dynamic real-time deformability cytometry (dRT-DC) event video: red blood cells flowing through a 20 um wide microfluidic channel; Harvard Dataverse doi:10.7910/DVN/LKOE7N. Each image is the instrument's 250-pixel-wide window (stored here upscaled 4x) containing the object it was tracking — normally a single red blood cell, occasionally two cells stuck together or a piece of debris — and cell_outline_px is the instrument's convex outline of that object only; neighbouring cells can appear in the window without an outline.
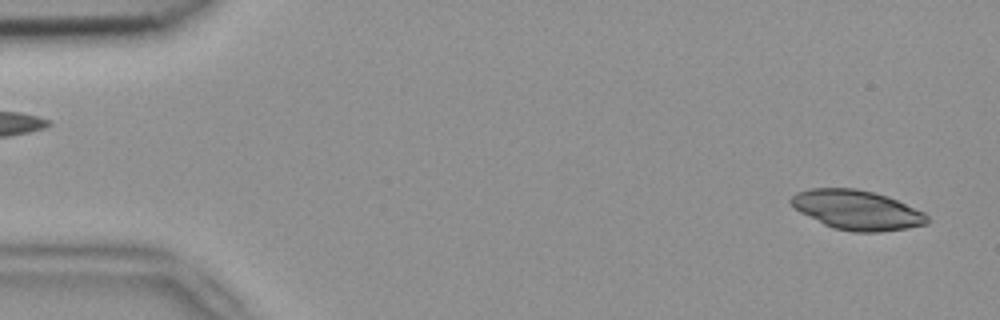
{"species": "common noctule bat (a hibernating species)", "species_latin": "Nyctalus noctula", "temperature_condition": "room temperature", "stored_images_in_passage": 6, "camera_frame_rate_fps": 3000, "um_per_image_px": 0.085, "animal": {"sex": "female", "body_mass_g": 18.4}, "frame": {"image": 1, "passage_image": 1, "time_ms": 0.0, "image_size_px": [1000, 320], "cell_outline_px": [[928, 224], [908, 228], [880, 232], [852, 232], [832, 228], [800, 212], [788, 200], [796, 192], [812, 188], [856, 188], [888, 196], [924, 212], [928, 216]], "centroid_in_image_um": [72.85, 17.85], "position_along_channel_um": 12.1, "area_um2": 31.39}}